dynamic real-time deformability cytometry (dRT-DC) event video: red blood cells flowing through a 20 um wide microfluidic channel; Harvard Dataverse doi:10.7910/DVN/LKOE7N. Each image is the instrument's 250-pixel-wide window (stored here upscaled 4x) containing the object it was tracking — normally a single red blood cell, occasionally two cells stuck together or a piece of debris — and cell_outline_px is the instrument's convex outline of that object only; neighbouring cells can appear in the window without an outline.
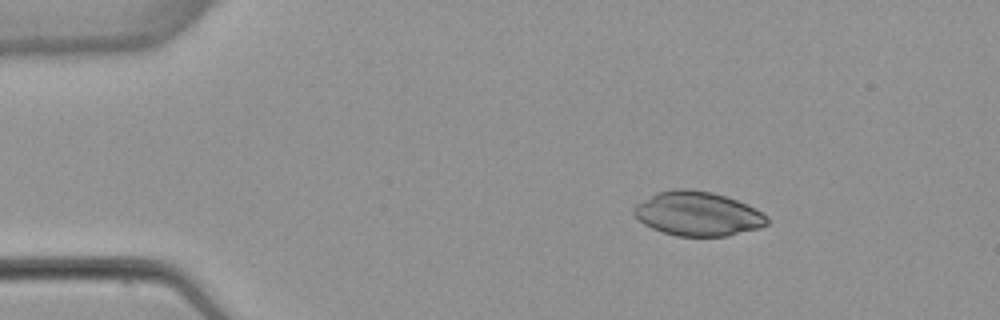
{"species": "common noctule bat (a hibernating species)", "species_latin": "Nyctalus noctula", "temperature_condition": "warm", "stored_images_in_passage": 3, "camera_frame_rate_fps": 3000, "um_per_image_px": 0.085, "animal": {"sex": "female", "body_mass_g": 22.7, "forearm_length_mm": 54.2}, "frame": {"image": 1, "passage_image": 1, "time_ms": 0.0, "image_size_px": [1000, 320], "cell_outline_px": [[768, 224], [760, 228], [728, 236], [676, 236], [652, 228], [644, 224], [632, 212], [632, 208], [636, 204], [656, 192], [672, 188], [688, 188], [712, 192], [748, 204], [764, 212], [768, 216]], "centroid_in_image_um": [59.32, 18.16], "position_along_channel_um": 25.7, "area_um2": 34.62}}